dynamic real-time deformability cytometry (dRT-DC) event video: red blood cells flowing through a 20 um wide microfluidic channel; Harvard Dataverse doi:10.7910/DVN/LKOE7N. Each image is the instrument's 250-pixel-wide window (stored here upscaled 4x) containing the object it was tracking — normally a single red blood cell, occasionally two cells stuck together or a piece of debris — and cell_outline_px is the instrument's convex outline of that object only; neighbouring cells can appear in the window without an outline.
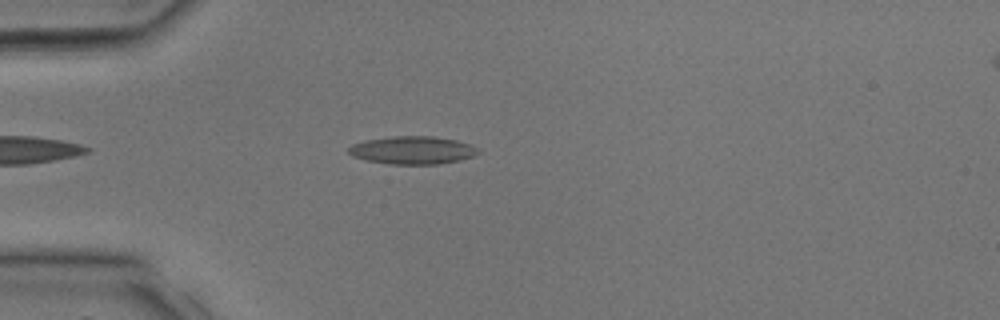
{"species": "common noctule bat (a hibernating species)", "species_latin": "Nyctalus noctula", "temperature_condition": "room temperature", "stored_images_in_passage": 13, "camera_frame_rate_fps": 3000, "um_per_image_px": 0.085, "animal": {"sex": "male", "body_mass_g": 17.9, "forearm_length_mm": 54.2}, "frame": {"image": 1, "passage_image": 4, "time_ms": 1.0, "image_size_px": [1000, 320], "cell_outline_px": [[480, 152], [472, 156], [460, 160], [440, 164], [388, 164], [368, 160], [352, 156], [348, 152], [348, 148], [352, 144], [364, 140], [392, 136], [436, 136], [456, 140], [472, 144]], "centroid_in_image_um": [35.06, 12.76], "position_along_channel_um": 49.9, "area_um2": 21.15}}
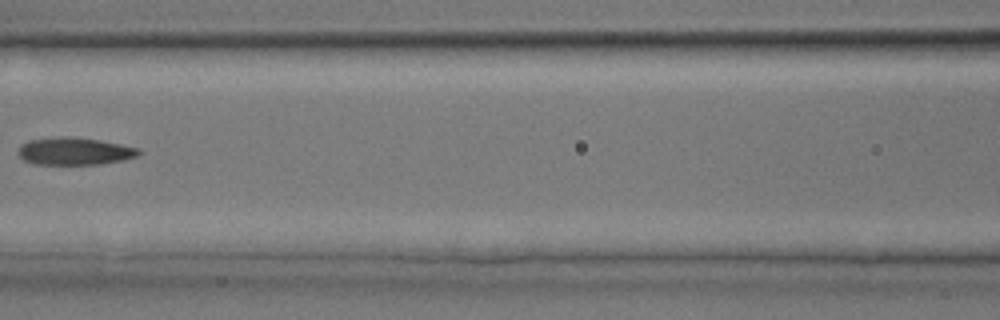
{"frame": {"image": 2, "passage_image": 10, "time_ms": 3.0, "image_size_px": [1000, 320], "cell_outline_px": [[144, 152], [136, 156], [124, 160], [100, 164], [36, 164], [24, 160], [16, 152], [20, 144], [28, 140], [60, 136], [68, 136], [100, 140], [140, 148]], "centroid_in_image_um": [6.34, 12.84], "position_along_channel_um": 160.3, "area_um2": 19.48}}